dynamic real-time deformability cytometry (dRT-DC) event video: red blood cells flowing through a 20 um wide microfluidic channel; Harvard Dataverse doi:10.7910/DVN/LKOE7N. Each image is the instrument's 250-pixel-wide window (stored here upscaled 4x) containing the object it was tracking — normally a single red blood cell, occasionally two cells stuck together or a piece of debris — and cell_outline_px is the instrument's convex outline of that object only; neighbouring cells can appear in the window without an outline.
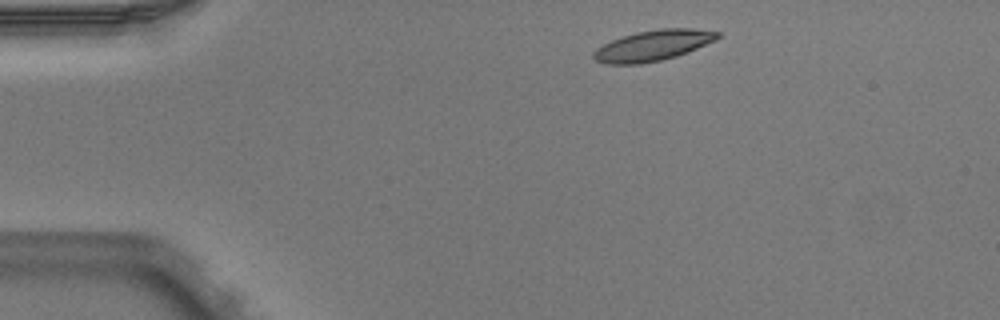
{"species": "Egyptian fruit bat (a non-hibernating species)", "species_latin": "Rousettus aegyptiacus", "temperature_condition": "warm", "stored_images_in_passage": 4, "camera_frame_rate_fps": 3000, "um_per_image_px": 0.085, "animal": {"sex": "male"}, "frame": {"image": 1, "passage_image": 1, "time_ms": 0.0, "image_size_px": [1000, 320], "cell_outline_px": [[720, 36], [716, 40], [676, 56], [660, 60], [640, 64], [608, 64], [596, 60], [592, 56], [592, 52], [596, 48], [612, 40], [636, 32], [660, 28], [692, 28], [720, 32]], "centroid_in_image_um": [55.49, 3.86], "position_along_channel_um": 29.5, "area_um2": 21.96}}
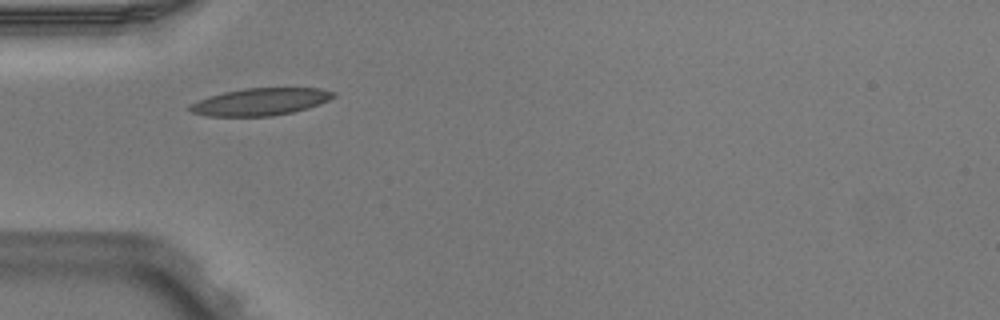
{"frame": {"image": 2, "passage_image": 3, "time_ms": 0.667, "image_size_px": [1000, 320], "cell_outline_px": [[336, 96], [328, 100], [308, 108], [292, 112], [272, 116], [208, 116], [192, 112], [188, 108], [188, 104], [224, 92], [244, 88], [320, 88], [336, 92]], "centroid_in_image_um": [22.16, 8.65], "position_along_channel_um": 62.8, "area_um2": 22.66}}
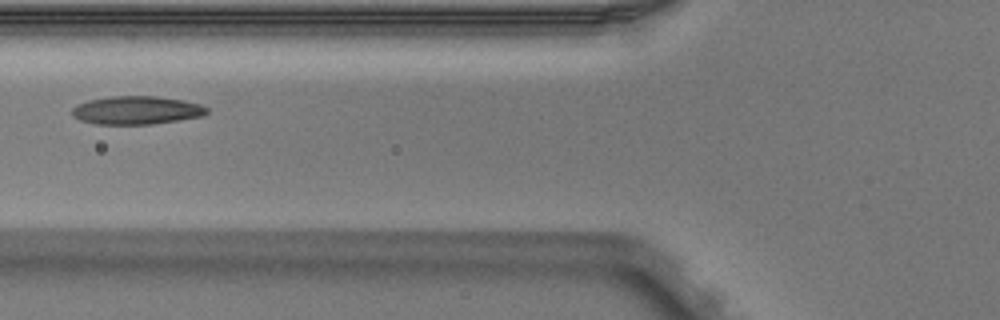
{"frame": {"image": 3, "passage_image": 4, "time_ms": 1.0, "image_size_px": [1000, 320], "cell_outline_px": [[208, 112], [200, 116], [152, 124], [96, 124], [80, 120], [72, 116], [72, 108], [76, 104], [88, 100], [112, 96], [156, 96], [180, 100], [200, 104], [208, 108]], "centroid_in_image_um": [11.55, 9.37], "position_along_channel_um": 114.3, "area_um2": 22.02}}